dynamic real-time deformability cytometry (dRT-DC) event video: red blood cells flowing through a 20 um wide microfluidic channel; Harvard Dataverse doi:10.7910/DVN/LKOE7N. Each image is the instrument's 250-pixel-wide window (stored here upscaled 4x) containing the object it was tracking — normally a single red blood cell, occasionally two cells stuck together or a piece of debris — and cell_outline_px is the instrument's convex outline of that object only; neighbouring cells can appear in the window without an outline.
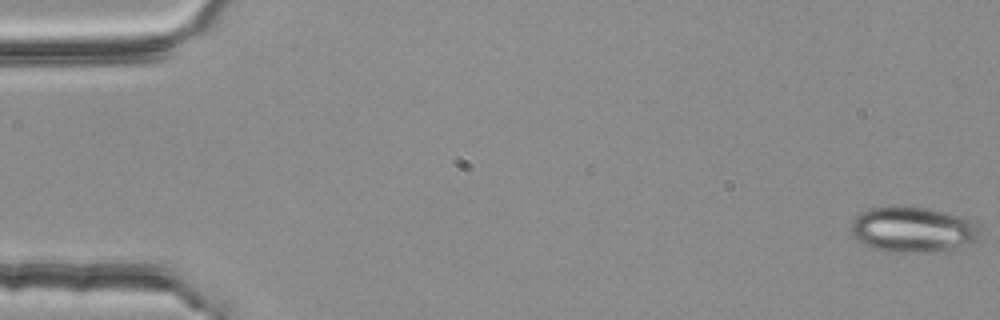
{"species": "common noctule bat (a hibernating species)", "species_latin": "Nyctalus noctula", "temperature_condition": "room temperature", "stored_images_in_passage": 55, "camera_frame_rate_fps": 3000, "um_per_image_px": 0.085, "animal": {"sex": "female", "body_mass_g": 25.1}, "frame": {"image": 1, "passage_image": 1, "time_ms": 0.0, "image_size_px": [1000, 320], "cell_outline_px": [[980, 232], [976, 240], [956, 248], [932, 252], [888, 252], [864, 244], [852, 236], [852, 220], [856, 216], [872, 208], [924, 208], [960, 216], [976, 220]], "centroid_in_image_um": [77.63, 19.54], "position_along_channel_um": 7.4, "area_um2": 33.52}}
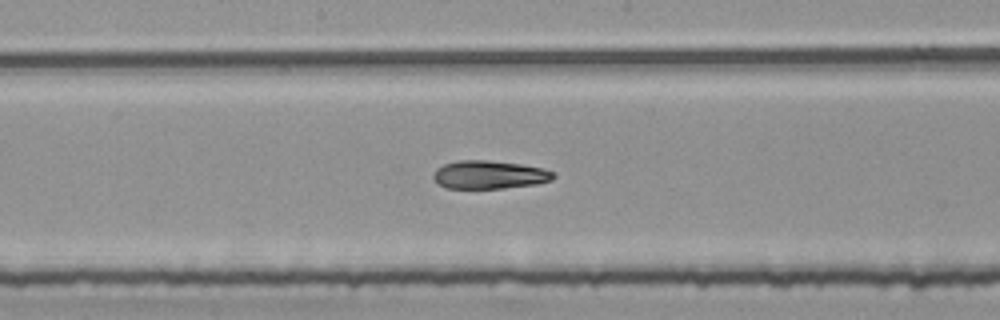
{"frame": {"image": 2, "passage_image": 29, "time_ms": 9.333, "image_size_px": [1000, 320], "cell_outline_px": [[556, 176], [552, 180], [536, 184], [504, 188], [448, 188], [440, 184], [432, 176], [436, 168], [444, 164], [460, 160], [488, 160], [520, 164], [540, 168], [556, 172]], "centroid_in_image_um": [41.62, 14.85], "position_along_channel_um": 206.6, "area_um2": 19.65}}
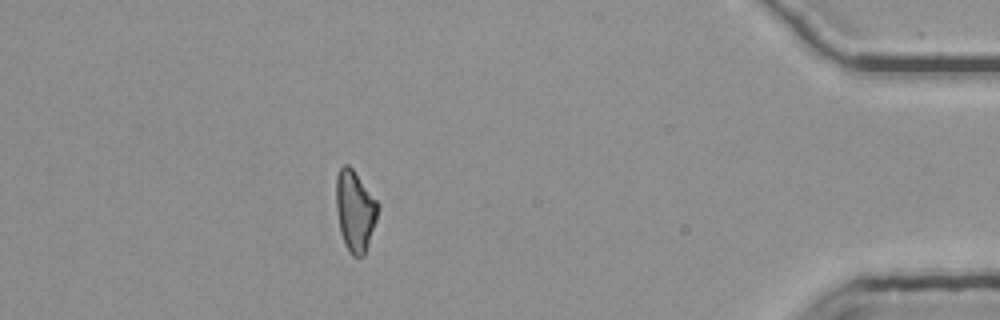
{"frame": {"image": 3, "passage_image": 49, "time_ms": 16.0, "image_size_px": [1000, 320], "cell_outline_px": [[380, 208], [364, 256], [352, 256], [348, 252], [344, 244], [340, 232], [336, 208], [336, 176], [340, 168], [344, 164], [348, 164], [352, 168], [380, 204]], "centroid_in_image_um": [30.17, 17.92], "position_along_channel_um": 405.0, "area_um2": 19.83}, "authors_computed_cell_mechanics": {"area_um2": 20.4034, "velocity_mm_per_s": 3.7801, "shape_relaxation_time_tau1_ms": 4.2472, "shape_relaxation_time_tau2_ms": 3.925, "deformation_change_tau1": 0.1682, "deformation_change_tau2": 0.1256}}